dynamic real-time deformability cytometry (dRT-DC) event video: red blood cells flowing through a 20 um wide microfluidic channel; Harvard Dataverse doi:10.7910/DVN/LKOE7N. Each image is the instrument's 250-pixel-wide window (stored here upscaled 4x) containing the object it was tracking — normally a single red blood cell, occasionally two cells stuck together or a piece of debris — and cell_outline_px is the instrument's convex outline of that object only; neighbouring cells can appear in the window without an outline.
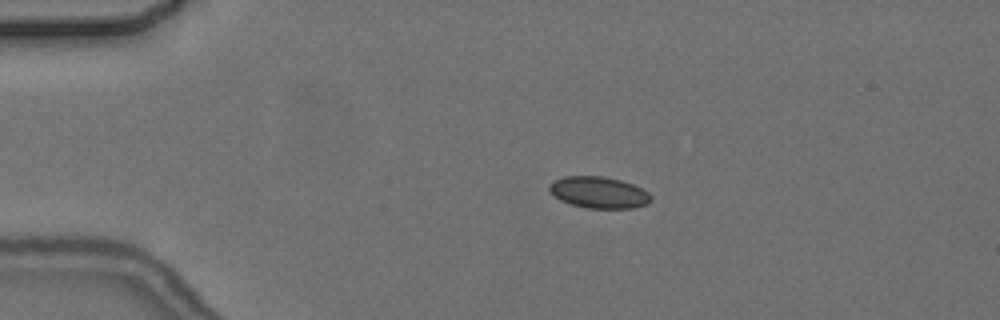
{"species": "common noctule bat (a hibernating species)", "species_latin": "Nyctalus noctula", "temperature_condition": "cold", "stored_images_in_passage": 7, "camera_frame_rate_fps": 3000, "um_per_image_px": 0.085, "animal": {"sex": "female", "body_mass_g": 24.6, "forearm_length_mm": 56.2}, "frame": {"image": 1, "passage_image": 3, "time_ms": 4.0, "image_size_px": [1000, 320], "cell_outline_px": [[652, 200], [648, 204], [632, 208], [588, 208], [572, 204], [560, 200], [548, 188], [548, 184], [552, 180], [564, 176], [604, 176], [620, 180], [644, 188], [652, 196]], "centroid_in_image_um": [50.92, 16.34], "position_along_channel_um": 34.1, "area_um2": 18.79}}
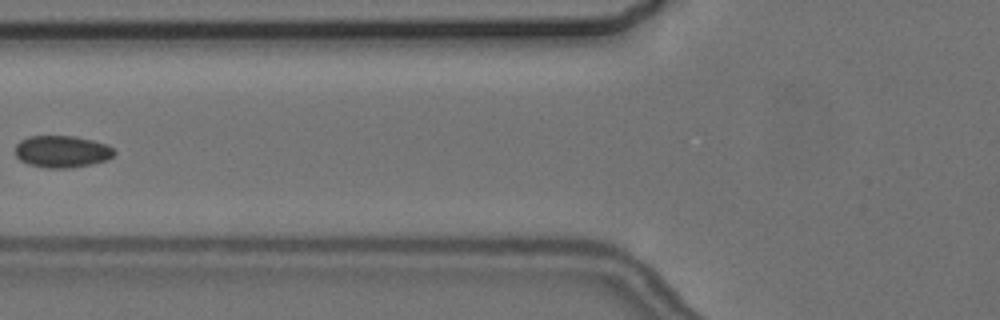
{"frame": {"image": 2, "passage_image": 6, "time_ms": 7.667, "image_size_px": [1000, 320], "cell_outline_px": [[116, 152], [108, 160], [92, 164], [72, 168], [48, 168], [28, 164], [20, 160], [16, 156], [16, 144], [20, 140], [28, 136], [76, 136], [92, 140], [104, 144], [112, 148]], "centroid_in_image_um": [5.26, 12.88], "position_along_channel_um": 120.5, "area_um2": 18.5}}
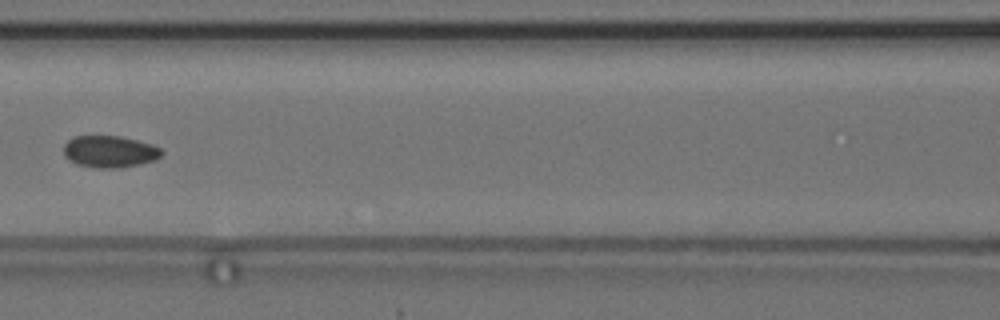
{"frame": {"image": 3, "passage_image": 7, "time_ms": 8.667, "image_size_px": [1000, 320], "cell_outline_px": [[164, 152], [156, 160], [140, 164], [120, 168], [96, 168], [76, 164], [68, 160], [64, 156], [64, 144], [72, 136], [120, 136], [152, 144], [160, 148]], "centroid_in_image_um": [9.31, 12.89], "position_along_channel_um": 157.3, "area_um2": 18.38}}